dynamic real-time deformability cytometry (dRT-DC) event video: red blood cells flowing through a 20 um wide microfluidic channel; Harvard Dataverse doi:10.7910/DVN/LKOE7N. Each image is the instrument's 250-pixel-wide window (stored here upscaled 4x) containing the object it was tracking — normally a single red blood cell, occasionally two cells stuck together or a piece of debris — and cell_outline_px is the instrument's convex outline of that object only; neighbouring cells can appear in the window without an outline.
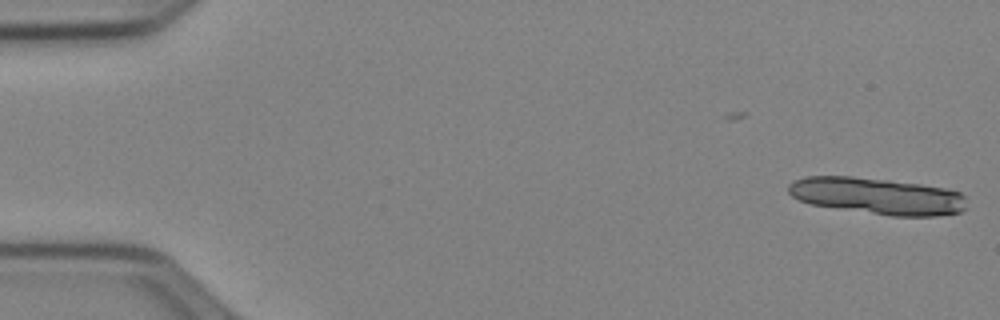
{"species": "Egyptian fruit bat (a non-hibernating species)", "species_latin": "Rousettus aegyptiacus", "temperature_condition": "cold", "stored_images_in_passage": 14, "camera_frame_rate_fps": 3000, "um_per_image_px": 0.085, "animal": {"sex": "female"}, "frame": {"image": 1, "passage_image": 1, "time_ms": 0.0, "image_size_px": [1000, 320], "cell_outline_px": [[968, 208], [960, 212], [936, 216], [892, 216], [812, 204], [800, 200], [792, 196], [788, 192], [788, 184], [792, 180], [804, 176], [852, 176], [888, 180], [920, 184], [944, 188], [960, 192], [964, 196]], "centroid_in_image_um": [74.58, 16.65], "position_along_channel_um": 10.4, "area_um2": 38.09}}